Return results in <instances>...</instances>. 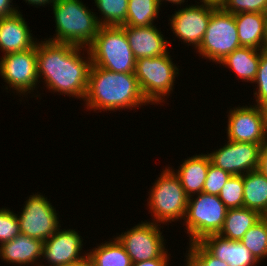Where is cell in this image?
<instances>
[{"label": "cell", "instance_id": "cell-1", "mask_svg": "<svg viewBox=\"0 0 267 266\" xmlns=\"http://www.w3.org/2000/svg\"><path fill=\"white\" fill-rule=\"evenodd\" d=\"M83 50L87 51V58L82 57ZM91 64L86 47L50 42L47 38L37 42L38 78L51 92L84 100Z\"/></svg>", "mask_w": 267, "mask_h": 266}, {"label": "cell", "instance_id": "cell-2", "mask_svg": "<svg viewBox=\"0 0 267 266\" xmlns=\"http://www.w3.org/2000/svg\"><path fill=\"white\" fill-rule=\"evenodd\" d=\"M84 105L88 110L104 112L148 105L135 73H117L91 64Z\"/></svg>", "mask_w": 267, "mask_h": 266}, {"label": "cell", "instance_id": "cell-3", "mask_svg": "<svg viewBox=\"0 0 267 266\" xmlns=\"http://www.w3.org/2000/svg\"><path fill=\"white\" fill-rule=\"evenodd\" d=\"M56 29L48 41L88 47L98 33L97 16L82 0H55L51 4Z\"/></svg>", "mask_w": 267, "mask_h": 266}, {"label": "cell", "instance_id": "cell-4", "mask_svg": "<svg viewBox=\"0 0 267 266\" xmlns=\"http://www.w3.org/2000/svg\"><path fill=\"white\" fill-rule=\"evenodd\" d=\"M92 65L117 73H134L136 58L121 26H100L87 47Z\"/></svg>", "mask_w": 267, "mask_h": 266}, {"label": "cell", "instance_id": "cell-5", "mask_svg": "<svg viewBox=\"0 0 267 266\" xmlns=\"http://www.w3.org/2000/svg\"><path fill=\"white\" fill-rule=\"evenodd\" d=\"M152 185L147 198L149 212L154 217L151 222L167 225L168 222L184 220L189 197L173 168L166 167Z\"/></svg>", "mask_w": 267, "mask_h": 266}, {"label": "cell", "instance_id": "cell-6", "mask_svg": "<svg viewBox=\"0 0 267 266\" xmlns=\"http://www.w3.org/2000/svg\"><path fill=\"white\" fill-rule=\"evenodd\" d=\"M134 73L144 99L151 105L165 102V96L168 97L173 91L175 77L180 74L169 52L137 59Z\"/></svg>", "mask_w": 267, "mask_h": 266}, {"label": "cell", "instance_id": "cell-7", "mask_svg": "<svg viewBox=\"0 0 267 266\" xmlns=\"http://www.w3.org/2000/svg\"><path fill=\"white\" fill-rule=\"evenodd\" d=\"M188 198L187 211L184 218L185 233L189 236V244L201 241L205 236L219 234L223 228L228 208L220 200L219 195L198 193Z\"/></svg>", "mask_w": 267, "mask_h": 266}, {"label": "cell", "instance_id": "cell-8", "mask_svg": "<svg viewBox=\"0 0 267 266\" xmlns=\"http://www.w3.org/2000/svg\"><path fill=\"white\" fill-rule=\"evenodd\" d=\"M241 47L234 14L212 6V14L203 40L197 49L202 59L218 64ZM204 57V58H203Z\"/></svg>", "mask_w": 267, "mask_h": 266}, {"label": "cell", "instance_id": "cell-9", "mask_svg": "<svg viewBox=\"0 0 267 266\" xmlns=\"http://www.w3.org/2000/svg\"><path fill=\"white\" fill-rule=\"evenodd\" d=\"M1 57L0 75L7 84L5 89L9 86V89L15 90L14 93L24 97L34 92L40 83L37 74V43L28 50L8 53Z\"/></svg>", "mask_w": 267, "mask_h": 266}, {"label": "cell", "instance_id": "cell-10", "mask_svg": "<svg viewBox=\"0 0 267 266\" xmlns=\"http://www.w3.org/2000/svg\"><path fill=\"white\" fill-rule=\"evenodd\" d=\"M47 199L37 192L25 201L17 214L21 234L44 242L61 228L58 213Z\"/></svg>", "mask_w": 267, "mask_h": 266}, {"label": "cell", "instance_id": "cell-11", "mask_svg": "<svg viewBox=\"0 0 267 266\" xmlns=\"http://www.w3.org/2000/svg\"><path fill=\"white\" fill-rule=\"evenodd\" d=\"M227 139L235 142L267 145V109L253 104L230 108Z\"/></svg>", "mask_w": 267, "mask_h": 266}, {"label": "cell", "instance_id": "cell-12", "mask_svg": "<svg viewBox=\"0 0 267 266\" xmlns=\"http://www.w3.org/2000/svg\"><path fill=\"white\" fill-rule=\"evenodd\" d=\"M145 220L121 235L115 236L122 244L132 263L160 258L166 251L161 226ZM124 233V234H123Z\"/></svg>", "mask_w": 267, "mask_h": 266}, {"label": "cell", "instance_id": "cell-13", "mask_svg": "<svg viewBox=\"0 0 267 266\" xmlns=\"http://www.w3.org/2000/svg\"><path fill=\"white\" fill-rule=\"evenodd\" d=\"M212 14V6L206 4L188 5L172 14L170 28L175 37L197 50L203 40Z\"/></svg>", "mask_w": 267, "mask_h": 266}, {"label": "cell", "instance_id": "cell-14", "mask_svg": "<svg viewBox=\"0 0 267 266\" xmlns=\"http://www.w3.org/2000/svg\"><path fill=\"white\" fill-rule=\"evenodd\" d=\"M261 148L260 144L228 140L221 148L207 154L210 162L216 167L223 169L232 176L244 175L258 169Z\"/></svg>", "mask_w": 267, "mask_h": 266}, {"label": "cell", "instance_id": "cell-15", "mask_svg": "<svg viewBox=\"0 0 267 266\" xmlns=\"http://www.w3.org/2000/svg\"><path fill=\"white\" fill-rule=\"evenodd\" d=\"M82 248L83 239L78 234V231L59 228L50 238L43 242L42 259L47 261V266L75 264L87 257V252L83 254ZM40 266L44 265L41 263Z\"/></svg>", "mask_w": 267, "mask_h": 266}, {"label": "cell", "instance_id": "cell-16", "mask_svg": "<svg viewBox=\"0 0 267 266\" xmlns=\"http://www.w3.org/2000/svg\"><path fill=\"white\" fill-rule=\"evenodd\" d=\"M136 59L157 57L168 52L170 41L164 38L156 25L121 26Z\"/></svg>", "mask_w": 267, "mask_h": 266}, {"label": "cell", "instance_id": "cell-17", "mask_svg": "<svg viewBox=\"0 0 267 266\" xmlns=\"http://www.w3.org/2000/svg\"><path fill=\"white\" fill-rule=\"evenodd\" d=\"M31 32L20 10L10 17L0 18V50L3 55L32 48L37 38L32 37Z\"/></svg>", "mask_w": 267, "mask_h": 266}, {"label": "cell", "instance_id": "cell-18", "mask_svg": "<svg viewBox=\"0 0 267 266\" xmlns=\"http://www.w3.org/2000/svg\"><path fill=\"white\" fill-rule=\"evenodd\" d=\"M213 256L229 266H257L259 262L243 243L229 240L219 234L205 236L199 241Z\"/></svg>", "mask_w": 267, "mask_h": 266}, {"label": "cell", "instance_id": "cell-19", "mask_svg": "<svg viewBox=\"0 0 267 266\" xmlns=\"http://www.w3.org/2000/svg\"><path fill=\"white\" fill-rule=\"evenodd\" d=\"M42 252L43 241L23 234L0 245V258L15 266H40Z\"/></svg>", "mask_w": 267, "mask_h": 266}, {"label": "cell", "instance_id": "cell-20", "mask_svg": "<svg viewBox=\"0 0 267 266\" xmlns=\"http://www.w3.org/2000/svg\"><path fill=\"white\" fill-rule=\"evenodd\" d=\"M208 154H194L182 162L178 169L173 170L180 179L181 185L188 197L201 193L209 168ZM178 170V171H177Z\"/></svg>", "mask_w": 267, "mask_h": 266}, {"label": "cell", "instance_id": "cell-21", "mask_svg": "<svg viewBox=\"0 0 267 266\" xmlns=\"http://www.w3.org/2000/svg\"><path fill=\"white\" fill-rule=\"evenodd\" d=\"M234 17L240 45L262 50L266 38L267 14L242 12Z\"/></svg>", "mask_w": 267, "mask_h": 266}, {"label": "cell", "instance_id": "cell-22", "mask_svg": "<svg viewBox=\"0 0 267 266\" xmlns=\"http://www.w3.org/2000/svg\"><path fill=\"white\" fill-rule=\"evenodd\" d=\"M260 58L261 50L241 46L227 55L218 64L232 69L236 74L235 76L239 77L242 81L253 83L258 71Z\"/></svg>", "mask_w": 267, "mask_h": 266}, {"label": "cell", "instance_id": "cell-23", "mask_svg": "<svg viewBox=\"0 0 267 266\" xmlns=\"http://www.w3.org/2000/svg\"><path fill=\"white\" fill-rule=\"evenodd\" d=\"M262 217L257 211L246 207L228 209L219 235L229 240L240 241Z\"/></svg>", "mask_w": 267, "mask_h": 266}, {"label": "cell", "instance_id": "cell-24", "mask_svg": "<svg viewBox=\"0 0 267 266\" xmlns=\"http://www.w3.org/2000/svg\"><path fill=\"white\" fill-rule=\"evenodd\" d=\"M244 207L267 216V177L258 170L243 175Z\"/></svg>", "mask_w": 267, "mask_h": 266}, {"label": "cell", "instance_id": "cell-25", "mask_svg": "<svg viewBox=\"0 0 267 266\" xmlns=\"http://www.w3.org/2000/svg\"><path fill=\"white\" fill-rule=\"evenodd\" d=\"M87 257L93 266H132V260L117 238L89 250Z\"/></svg>", "mask_w": 267, "mask_h": 266}, {"label": "cell", "instance_id": "cell-26", "mask_svg": "<svg viewBox=\"0 0 267 266\" xmlns=\"http://www.w3.org/2000/svg\"><path fill=\"white\" fill-rule=\"evenodd\" d=\"M161 5L158 0H128L126 22L122 26H150L158 18Z\"/></svg>", "mask_w": 267, "mask_h": 266}, {"label": "cell", "instance_id": "cell-27", "mask_svg": "<svg viewBox=\"0 0 267 266\" xmlns=\"http://www.w3.org/2000/svg\"><path fill=\"white\" fill-rule=\"evenodd\" d=\"M240 242L244 244L258 262L263 261L267 257V216H263L253 225L244 234Z\"/></svg>", "mask_w": 267, "mask_h": 266}, {"label": "cell", "instance_id": "cell-28", "mask_svg": "<svg viewBox=\"0 0 267 266\" xmlns=\"http://www.w3.org/2000/svg\"><path fill=\"white\" fill-rule=\"evenodd\" d=\"M102 17H97L100 26H122L126 22L128 0H94Z\"/></svg>", "mask_w": 267, "mask_h": 266}, {"label": "cell", "instance_id": "cell-29", "mask_svg": "<svg viewBox=\"0 0 267 266\" xmlns=\"http://www.w3.org/2000/svg\"><path fill=\"white\" fill-rule=\"evenodd\" d=\"M220 200L228 209L244 207L243 175H233L219 193Z\"/></svg>", "mask_w": 267, "mask_h": 266}, {"label": "cell", "instance_id": "cell-30", "mask_svg": "<svg viewBox=\"0 0 267 266\" xmlns=\"http://www.w3.org/2000/svg\"><path fill=\"white\" fill-rule=\"evenodd\" d=\"M185 266H229L213 256L200 242L189 244Z\"/></svg>", "mask_w": 267, "mask_h": 266}, {"label": "cell", "instance_id": "cell-31", "mask_svg": "<svg viewBox=\"0 0 267 266\" xmlns=\"http://www.w3.org/2000/svg\"><path fill=\"white\" fill-rule=\"evenodd\" d=\"M21 234L18 217L10 208L0 209V245Z\"/></svg>", "mask_w": 267, "mask_h": 266}, {"label": "cell", "instance_id": "cell-32", "mask_svg": "<svg viewBox=\"0 0 267 266\" xmlns=\"http://www.w3.org/2000/svg\"><path fill=\"white\" fill-rule=\"evenodd\" d=\"M253 83L257 84V91L254 93L255 105L267 109V54L262 50L258 71Z\"/></svg>", "mask_w": 267, "mask_h": 266}, {"label": "cell", "instance_id": "cell-33", "mask_svg": "<svg viewBox=\"0 0 267 266\" xmlns=\"http://www.w3.org/2000/svg\"><path fill=\"white\" fill-rule=\"evenodd\" d=\"M231 176L230 173L216 167L210 162L202 192L219 195L220 190Z\"/></svg>", "mask_w": 267, "mask_h": 266}, {"label": "cell", "instance_id": "cell-34", "mask_svg": "<svg viewBox=\"0 0 267 266\" xmlns=\"http://www.w3.org/2000/svg\"><path fill=\"white\" fill-rule=\"evenodd\" d=\"M222 8L234 15L242 12L267 14V0H227Z\"/></svg>", "mask_w": 267, "mask_h": 266}, {"label": "cell", "instance_id": "cell-35", "mask_svg": "<svg viewBox=\"0 0 267 266\" xmlns=\"http://www.w3.org/2000/svg\"><path fill=\"white\" fill-rule=\"evenodd\" d=\"M168 250L160 257L148 261H142L138 263H133L132 266H169V256Z\"/></svg>", "mask_w": 267, "mask_h": 266}, {"label": "cell", "instance_id": "cell-36", "mask_svg": "<svg viewBox=\"0 0 267 266\" xmlns=\"http://www.w3.org/2000/svg\"><path fill=\"white\" fill-rule=\"evenodd\" d=\"M13 0H0V18L10 17L16 14L18 9L17 7H13Z\"/></svg>", "mask_w": 267, "mask_h": 266}, {"label": "cell", "instance_id": "cell-37", "mask_svg": "<svg viewBox=\"0 0 267 266\" xmlns=\"http://www.w3.org/2000/svg\"><path fill=\"white\" fill-rule=\"evenodd\" d=\"M257 170L267 177V145H264L259 152V166Z\"/></svg>", "mask_w": 267, "mask_h": 266}, {"label": "cell", "instance_id": "cell-38", "mask_svg": "<svg viewBox=\"0 0 267 266\" xmlns=\"http://www.w3.org/2000/svg\"><path fill=\"white\" fill-rule=\"evenodd\" d=\"M200 2L197 3H202L206 5H210L216 8L222 7L227 0H199Z\"/></svg>", "mask_w": 267, "mask_h": 266}, {"label": "cell", "instance_id": "cell-39", "mask_svg": "<svg viewBox=\"0 0 267 266\" xmlns=\"http://www.w3.org/2000/svg\"><path fill=\"white\" fill-rule=\"evenodd\" d=\"M27 4H31L32 6H35L36 8L38 6H45L46 4H52L55 0H24ZM37 5V6H36Z\"/></svg>", "mask_w": 267, "mask_h": 266}, {"label": "cell", "instance_id": "cell-40", "mask_svg": "<svg viewBox=\"0 0 267 266\" xmlns=\"http://www.w3.org/2000/svg\"><path fill=\"white\" fill-rule=\"evenodd\" d=\"M67 266H93V265L91 264V262L88 259V257H86L85 259H83L80 262H77L75 264H70V265H67Z\"/></svg>", "mask_w": 267, "mask_h": 266}, {"label": "cell", "instance_id": "cell-41", "mask_svg": "<svg viewBox=\"0 0 267 266\" xmlns=\"http://www.w3.org/2000/svg\"><path fill=\"white\" fill-rule=\"evenodd\" d=\"M165 1L172 3V5H180L183 4L185 2V0H158L159 4L162 6L163 2L165 3Z\"/></svg>", "mask_w": 267, "mask_h": 266}, {"label": "cell", "instance_id": "cell-42", "mask_svg": "<svg viewBox=\"0 0 267 266\" xmlns=\"http://www.w3.org/2000/svg\"><path fill=\"white\" fill-rule=\"evenodd\" d=\"M262 51L267 54V30H266V38H265V42H264V46L262 48Z\"/></svg>", "mask_w": 267, "mask_h": 266}]
</instances>
